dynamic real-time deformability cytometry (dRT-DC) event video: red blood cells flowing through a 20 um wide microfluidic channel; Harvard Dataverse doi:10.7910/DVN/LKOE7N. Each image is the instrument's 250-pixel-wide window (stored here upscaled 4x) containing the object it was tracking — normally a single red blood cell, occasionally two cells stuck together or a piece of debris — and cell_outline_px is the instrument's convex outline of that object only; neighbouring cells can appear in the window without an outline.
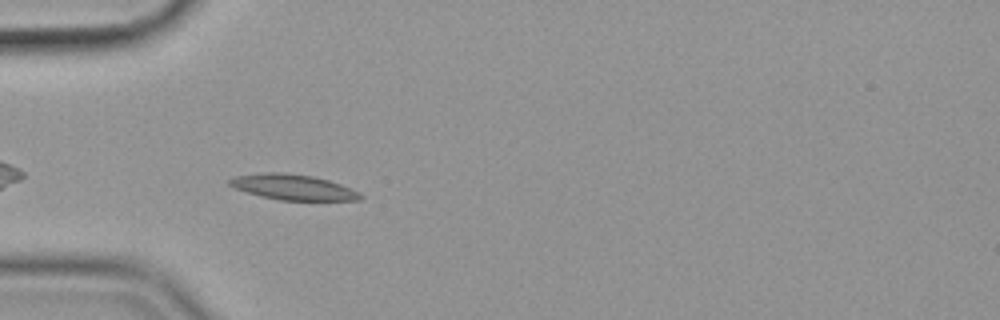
{"species": "common noctule bat (a hibernating species)", "species_latin": "Nyctalus noctula", "temperature_condition": "cold", "stored_images_in_passage": 40, "camera_frame_rate_fps": 3000, "um_per_image_px": 0.085, "animal": {"sex": "female", "body_mass_g": 19.9}, "frame": {"image": 1, "passage_image": 1, "time_ms": 0.0, "image_size_px": [1000, 320], "cell_outline_px": [[364, 196], [360, 200], [280, 200], [260, 196], [236, 188], [228, 184], [228, 180], [236, 176], [264, 172], [280, 172], [312, 176], [328, 180], [340, 184]], "centroid_in_image_um": [24.88, 15.9], "position_along_channel_um": 60.1, "area_um2": 19.07}}
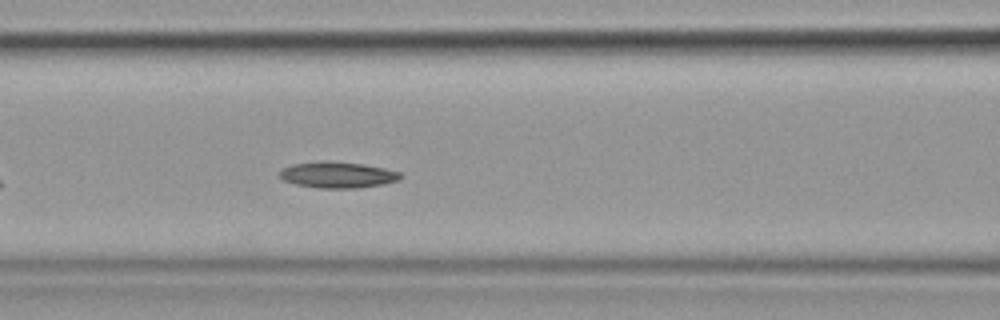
{"frame": {"image": 2, "passage_image": 8, "time_ms": 2.333, "image_size_px": [1000, 320], "cell_outline_px": [[404, 176], [400, 180], [380, 184], [356, 188], [316, 188], [296, 184], [284, 180], [280, 176], [280, 172], [284, 168], [292, 164], [320, 160], [332, 160], [364, 164], [384, 168], [400, 172]], "centroid_in_image_um": [28.71, 14.84], "position_along_channel_um": 137.9, "area_um2": 18.55}}
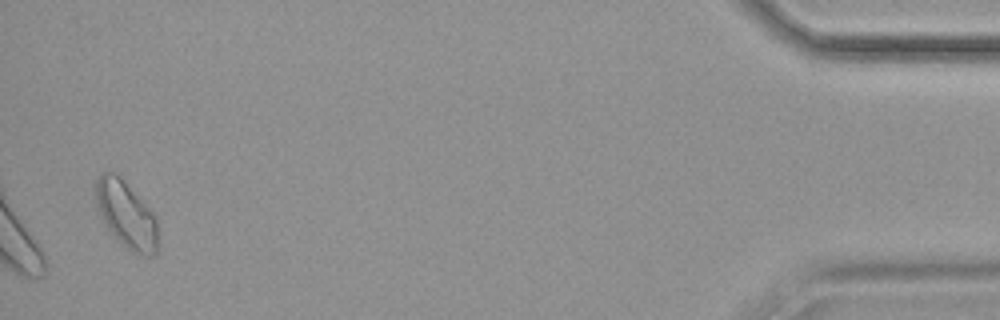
{"frame": {"image": 3, "passage_image": 39, "time_ms": 12.667, "image_size_px": [1000, 320], "cell_outline_px": [[156, 252], [152, 256], [140, 256], [132, 252], [116, 240], [108, 232], [100, 216], [96, 204], [96, 180], [100, 172], [116, 172], [152, 212], [156, 220]], "centroid_in_image_um": [10.68, 18.26], "position_along_channel_um": 424.5, "area_um2": 24.16}}